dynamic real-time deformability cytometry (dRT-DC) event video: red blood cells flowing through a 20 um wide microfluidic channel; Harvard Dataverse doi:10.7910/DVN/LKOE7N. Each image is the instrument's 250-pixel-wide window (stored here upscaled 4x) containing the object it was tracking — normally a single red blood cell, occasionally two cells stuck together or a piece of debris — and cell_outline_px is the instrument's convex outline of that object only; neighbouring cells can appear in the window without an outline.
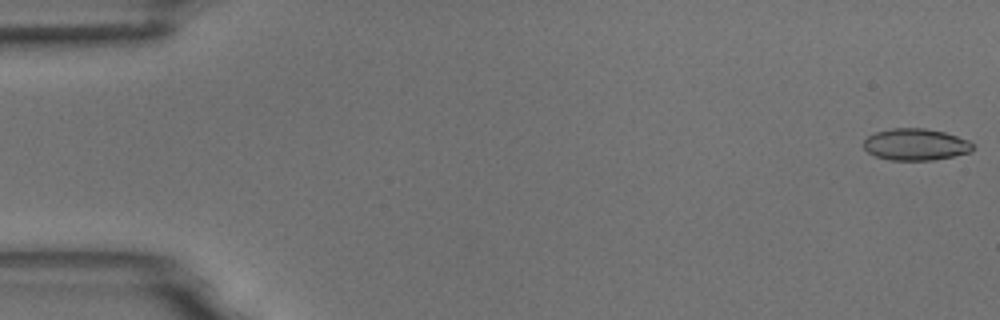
{"species": "common noctule bat (a hibernating species)", "species_latin": "Nyctalus noctula", "temperature_condition": "room temperature", "stored_images_in_passage": 5, "camera_frame_rate_fps": 3000, "um_per_image_px": 0.085, "animal": {"sex": "male", "body_mass_g": 18.8}, "frame": {"image": 1, "passage_image": 1, "time_ms": 0.0, "image_size_px": [1000, 320], "cell_outline_px": [[972, 152], [932, 160], [892, 160], [876, 156], [868, 152], [864, 148], [864, 140], [868, 136], [876, 132], [892, 128], [924, 128], [944, 132], [968, 140], [972, 144]], "centroid_in_image_um": [77.82, 12.28], "position_along_channel_um": 7.2, "area_um2": 20.0}}
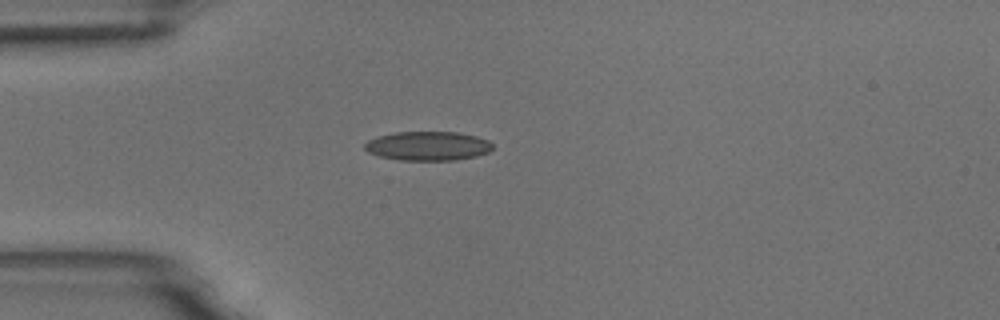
{"frame": {"image": 2, "passage_image": 5, "time_ms": 1.333, "image_size_px": [1000, 320], "cell_outline_px": [[492, 148], [488, 152], [476, 156], [456, 160], [400, 160], [380, 156], [368, 152], [364, 148], [364, 144], [368, 140], [376, 136], [392, 132], [456, 132], [476, 136], [488, 140], [492, 144]], "centroid_in_image_um": [36.34, 12.4], "position_along_channel_um": 48.7, "area_um2": 21.73}}